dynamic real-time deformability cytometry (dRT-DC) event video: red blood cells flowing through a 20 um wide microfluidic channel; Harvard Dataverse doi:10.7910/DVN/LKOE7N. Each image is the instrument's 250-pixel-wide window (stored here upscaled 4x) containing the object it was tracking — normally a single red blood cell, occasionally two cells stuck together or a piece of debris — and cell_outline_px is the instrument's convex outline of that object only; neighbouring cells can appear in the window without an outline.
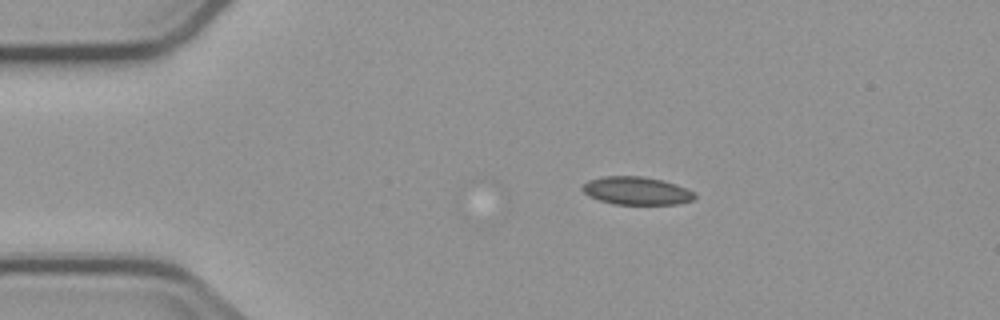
{"species": "common noctule bat (a hibernating species)", "species_latin": "Nyctalus noctula", "temperature_condition": "cold", "stored_images_in_passage": 5, "camera_frame_rate_fps": 3000, "um_per_image_px": 0.085, "animal": {"sex": "male", "body_mass_g": 23.1, "forearm_length_mm": 52.7}, "frame": {"image": 1, "passage_image": 2, "time_ms": 1.333, "image_size_px": [1000, 320], "cell_outline_px": [[696, 196], [692, 200], [680, 204], [612, 204], [588, 196], [580, 188], [588, 180], [604, 176], [644, 176], [664, 180], [676, 184], [692, 192]], "centroid_in_image_um": [54.08, 16.21], "position_along_channel_um": 30.9, "area_um2": 18.32}}
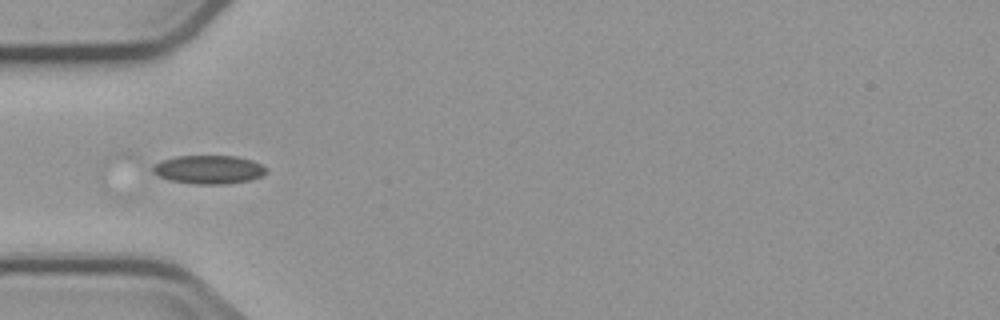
{"frame": {"image": 2, "passage_image": 4, "time_ms": 3.667, "image_size_px": [1000, 320], "cell_outline_px": [[268, 172], [252, 180], [224, 184], [196, 184], [172, 180], [160, 176], [152, 172], [152, 164], [160, 160], [176, 156], [236, 156], [252, 160], [268, 168]], "centroid_in_image_um": [17.75, 14.4], "position_along_channel_um": 67.3, "area_um2": 18.96}}